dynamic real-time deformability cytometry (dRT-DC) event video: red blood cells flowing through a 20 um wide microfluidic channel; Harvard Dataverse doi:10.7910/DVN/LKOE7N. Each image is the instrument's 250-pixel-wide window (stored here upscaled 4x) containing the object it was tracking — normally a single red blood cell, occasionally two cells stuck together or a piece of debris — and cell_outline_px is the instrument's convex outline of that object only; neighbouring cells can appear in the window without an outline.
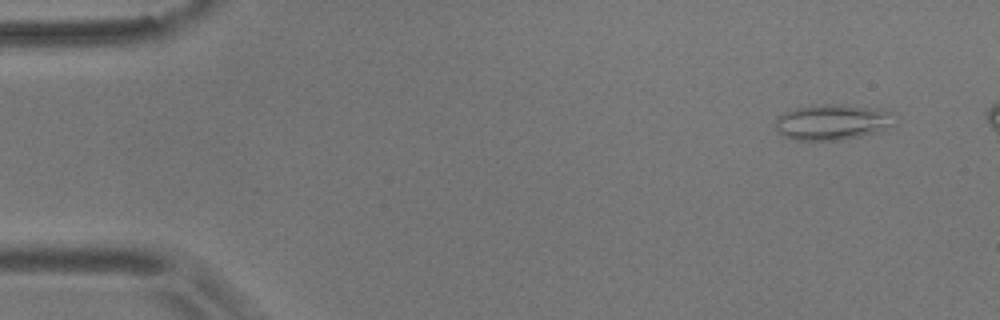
{"species": "common noctule bat (a hibernating species)", "species_latin": "Nyctalus noctula", "temperature_condition": "room temperature", "stored_images_in_passage": 51, "camera_frame_rate_fps": 3000, "um_per_image_px": 0.085, "animal": {"sex": "male", "body_mass_g": 17.9}, "frame": {"image": 1, "passage_image": 4, "time_ms": 1.0, "image_size_px": [1000, 320], "cell_outline_px": [[900, 120], [896, 124], [876, 132], [860, 136], [840, 140], [796, 140], [784, 136], [776, 128], [776, 116], [788, 108], [824, 104], [840, 104], [876, 108], [892, 112]], "centroid_in_image_um": [70.78, 10.36], "position_along_channel_um": 14.2, "area_um2": 25.26}}
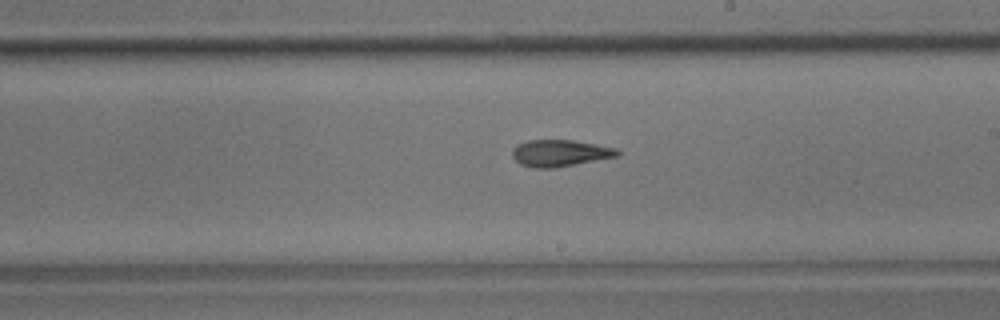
{"frame": {"image": 2, "passage_image": 31, "time_ms": 10.0, "image_size_px": [1000, 320], "cell_outline_px": [[620, 152], [616, 156], [552, 168], [532, 168], [520, 164], [512, 156], [512, 148], [516, 144], [528, 140], [572, 140], [616, 148]], "centroid_in_image_um": [47.52, 13.0], "position_along_channel_um": 241.5, "area_um2": 16.13}}
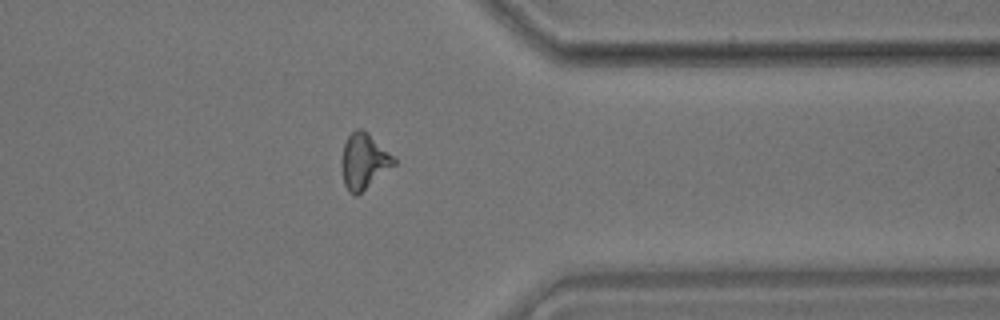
{"frame": {"image": 3, "passage_image": 43, "time_ms": 14.0, "image_size_px": [1000, 320], "cell_outline_px": [[396, 164], [356, 196], [348, 192], [344, 184], [340, 164], [344, 144], [348, 136], [356, 128], [364, 128], [396, 160]], "centroid_in_image_um": [30.89, 13.7], "position_along_channel_um": 380.5, "area_um2": 16.88}, "authors_computed_cell_mechanics": {"area_um2": 16.8776, "velocity_mm_per_s": 3.6847, "shape_relaxation_time_tau1_ms": null, "shape_relaxation_time_tau2_ms": 4.7409, "deformation_change_tau1": null, "deformation_change_tau2": 0.1485}}